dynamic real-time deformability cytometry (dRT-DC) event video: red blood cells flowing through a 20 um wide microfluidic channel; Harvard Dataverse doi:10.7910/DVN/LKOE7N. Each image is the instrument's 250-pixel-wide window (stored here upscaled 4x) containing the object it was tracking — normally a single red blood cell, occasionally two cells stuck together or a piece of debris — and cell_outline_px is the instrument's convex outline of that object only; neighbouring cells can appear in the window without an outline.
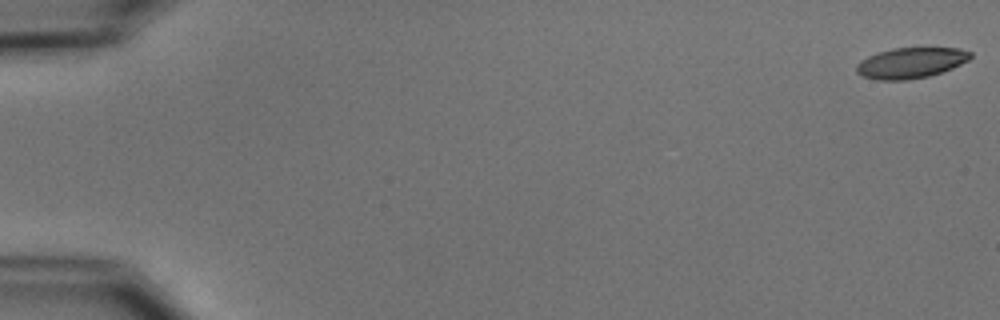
{"species": "common noctule bat (a hibernating species)", "species_latin": "Nyctalus noctula", "temperature_condition": "cold", "stored_images_in_passage": 3, "camera_frame_rate_fps": 3000, "um_per_image_px": 0.085, "animal": {"sex": "male", "body_mass_g": 15.6}, "frame": {"image": 1, "passage_image": 1, "time_ms": 0.0, "image_size_px": [1000, 320], "cell_outline_px": [[972, 56], [968, 60], [952, 68], [928, 76], [908, 80], [876, 80], [864, 76], [856, 72], [856, 64], [860, 60], [868, 56], [892, 48], [960, 48], [972, 52]], "centroid_in_image_um": [77.41, 5.34], "position_along_channel_um": 7.6, "area_um2": 20.29}}